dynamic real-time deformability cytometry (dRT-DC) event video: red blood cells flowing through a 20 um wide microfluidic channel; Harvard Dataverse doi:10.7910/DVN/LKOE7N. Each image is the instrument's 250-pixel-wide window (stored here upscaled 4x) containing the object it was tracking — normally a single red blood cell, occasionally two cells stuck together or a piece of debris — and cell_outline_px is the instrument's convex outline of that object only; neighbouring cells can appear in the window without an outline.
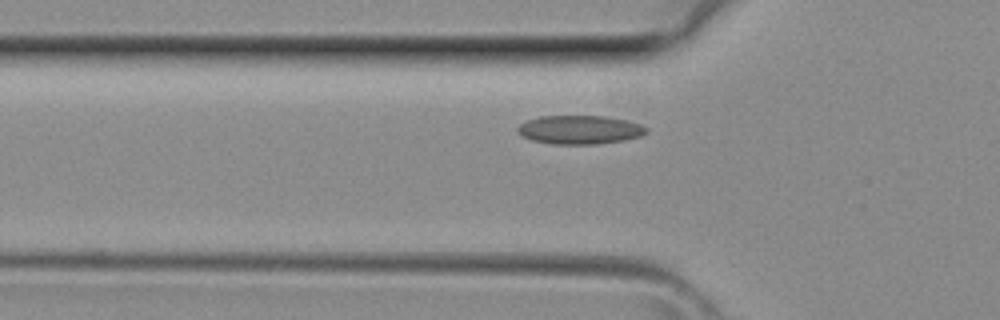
{"species": "common noctule bat (a hibernating species)", "species_latin": "Nyctalus noctula", "temperature_condition": "room temperature", "stored_images_in_passage": 25, "camera_frame_rate_fps": 3000, "um_per_image_px": 0.085, "animal": {"sex": "female", "body_mass_g": 29.2, "forearm_length_mm": 56.3}, "frame": {"image": 1, "passage_image": 3, "time_ms": 0.667, "image_size_px": [1000, 320], "cell_outline_px": [[648, 132], [640, 136], [624, 140], [596, 144], [552, 144], [532, 140], [520, 136], [516, 132], [516, 128], [520, 124], [528, 120], [540, 116], [604, 116], [624, 120], [640, 124], [648, 128]], "centroid_in_image_um": [49.24, 11.03], "position_along_channel_um": 76.6, "area_um2": 21.56}}
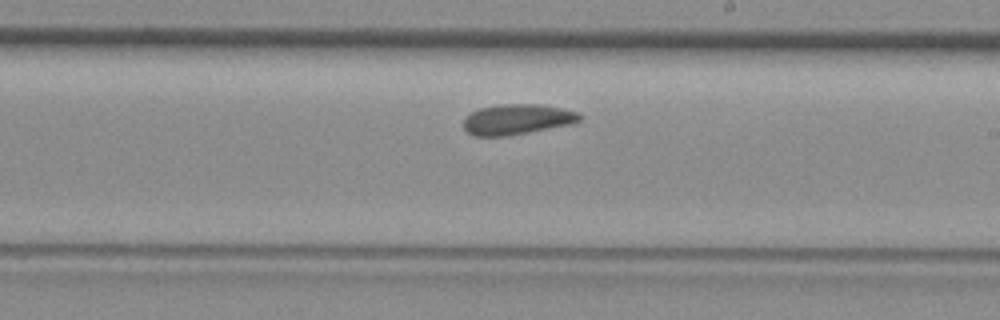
{"frame": {"image": 2, "passage_image": 13, "time_ms": 4.0, "image_size_px": [1000, 320], "cell_outline_px": [[584, 116], [580, 120], [572, 124], [508, 136], [472, 136], [464, 128], [464, 116], [480, 108], [504, 104], [540, 104], [560, 108], [576, 112]], "centroid_in_image_um": [43.95, 10.15], "position_along_channel_um": 245.1, "area_um2": 20.58}}
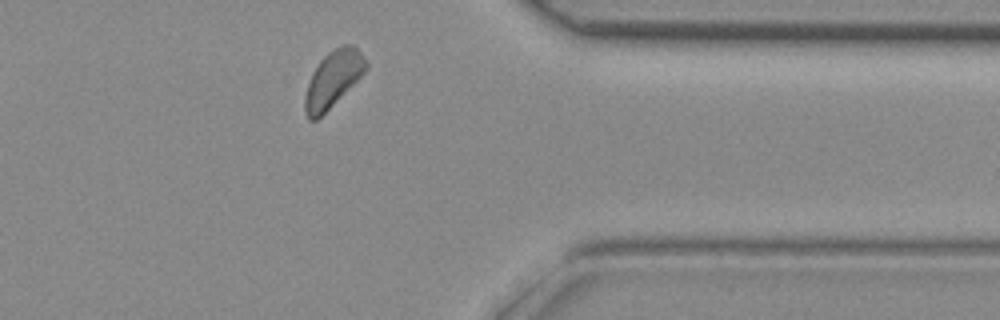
{"frame": {"image": 3, "passage_image": 22, "time_ms": 7.0, "image_size_px": [1000, 320], "cell_outline_px": [[368, 68], [316, 120], [308, 120], [304, 112], [304, 96], [312, 72], [320, 60], [332, 48], [340, 44], [352, 44], [360, 52], [368, 64]], "centroid_in_image_um": [28.27, 6.68], "position_along_channel_um": 383.1, "area_um2": 19.65}}